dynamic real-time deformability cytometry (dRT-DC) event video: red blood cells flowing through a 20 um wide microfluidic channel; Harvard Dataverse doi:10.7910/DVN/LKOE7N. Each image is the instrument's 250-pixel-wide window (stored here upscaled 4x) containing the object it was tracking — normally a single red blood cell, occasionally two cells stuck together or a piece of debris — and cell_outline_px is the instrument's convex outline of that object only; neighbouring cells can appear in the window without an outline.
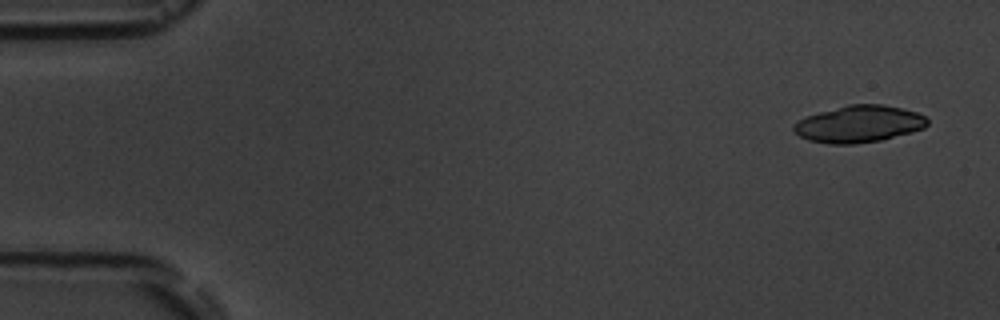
{"species": "common noctule bat (a hibernating species)", "species_latin": "Nyctalus noctula", "temperature_condition": "room temperature", "stored_images_in_passage": 4, "camera_frame_rate_fps": 3000, "um_per_image_px": 0.085, "animal": {"sex": "male", "body_mass_g": 19.5, "forearm_length_mm": 54.6}, "frame": {"image": 1, "passage_image": 1, "time_ms": 0.0, "image_size_px": [1000, 320], "cell_outline_px": [[928, 124], [924, 128], [912, 132], [880, 140], [852, 144], [828, 144], [808, 140], [800, 136], [792, 128], [792, 124], [804, 116], [848, 104], [884, 104], [916, 112], [924, 116], [928, 120]], "centroid_in_image_um": [72.98, 10.53], "position_along_channel_um": 12.0, "area_um2": 28.78}}